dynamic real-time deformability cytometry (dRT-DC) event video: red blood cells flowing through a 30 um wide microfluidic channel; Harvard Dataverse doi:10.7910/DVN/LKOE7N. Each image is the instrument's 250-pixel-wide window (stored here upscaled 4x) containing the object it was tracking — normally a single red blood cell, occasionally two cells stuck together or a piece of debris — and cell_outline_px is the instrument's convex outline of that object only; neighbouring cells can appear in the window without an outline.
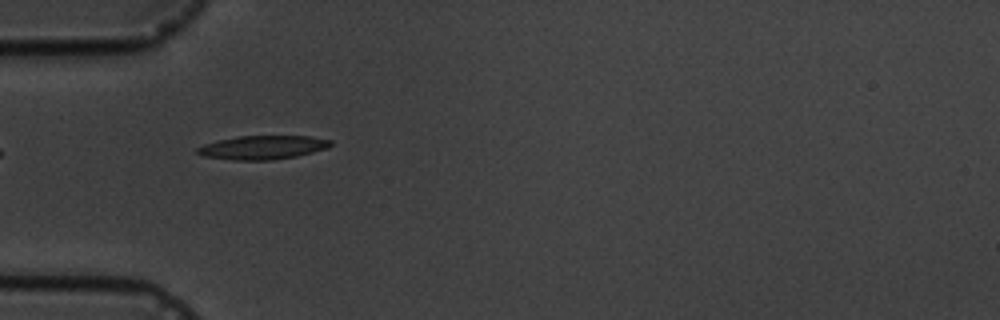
{"species": "common noctule bat (a hibernating species)", "species_latin": "Nyctalus noctula", "temperature_condition": "cold", "stored_images_in_passage": 9, "camera_frame_rate_fps": 3000, "um_per_image_px": 0.085, "animal": {"sex": "male", "body_mass_g": 19.5, "forearm_length_mm": 54.6}, "frame": {"image": 1, "passage_image": 6, "time_ms": 5.667, "image_size_px": [1000, 320], "cell_outline_px": [[332, 144], [328, 148], [296, 156], [272, 160], [232, 160], [204, 156], [196, 152], [196, 148], [204, 144], [216, 140], [240, 136], [308, 136], [332, 140]], "centroid_in_image_um": [22.31, 12.53], "position_along_channel_um": 62.7, "area_um2": 18.44}}
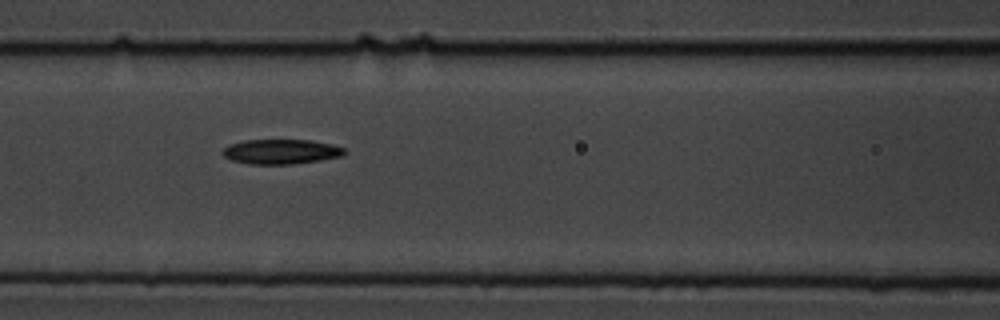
{"frame": {"image": 2, "passage_image": 8, "time_ms": 8.0, "image_size_px": [1000, 320], "cell_outline_px": [[348, 152], [344, 156], [320, 160], [292, 164], [248, 164], [232, 160], [224, 156], [220, 152], [228, 144], [244, 140], [308, 140], [332, 144], [344, 148]], "centroid_in_image_um": [23.89, 12.89], "position_along_channel_um": 142.7, "area_um2": 17.74}}
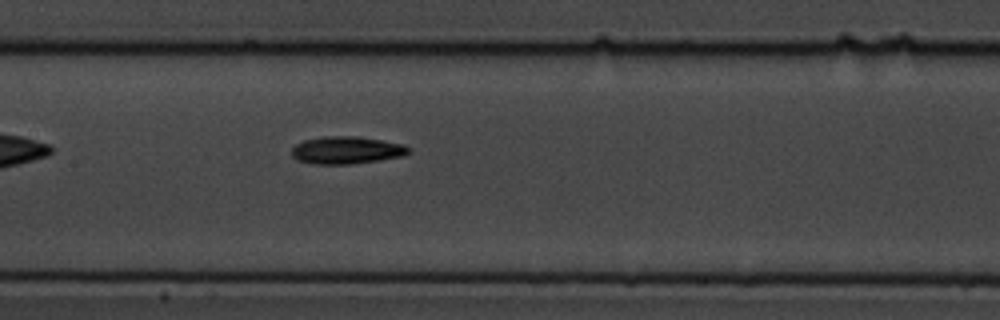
{"frame": {"image": 3, "passage_image": 9, "time_ms": 9.0, "image_size_px": [1000, 320], "cell_outline_px": [[412, 148], [404, 156], [380, 160], [348, 164], [312, 164], [296, 160], [292, 156], [292, 148], [296, 144], [304, 140], [324, 136], [356, 136], [380, 140], [400, 144]], "centroid_in_image_um": [29.42, 12.77], "position_along_channel_um": 178.0, "area_um2": 18.67}}